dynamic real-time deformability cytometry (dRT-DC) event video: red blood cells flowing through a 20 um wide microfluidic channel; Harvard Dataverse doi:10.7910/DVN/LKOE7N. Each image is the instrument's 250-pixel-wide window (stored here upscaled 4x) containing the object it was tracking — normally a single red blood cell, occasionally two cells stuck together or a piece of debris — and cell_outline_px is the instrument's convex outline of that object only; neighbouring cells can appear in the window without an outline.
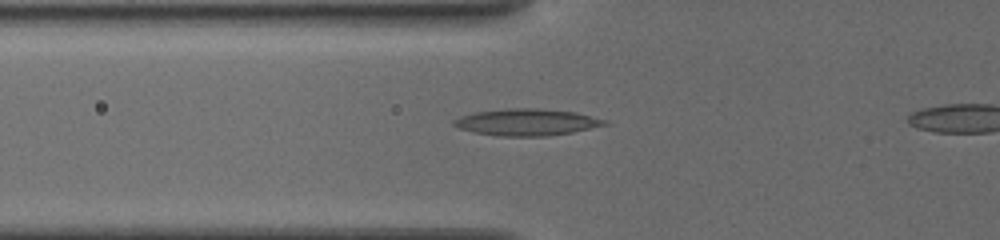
{"species": "common noctule bat (a hibernating species)", "species_latin": "Nyctalus noctula", "temperature_condition": "cold", "stored_images_in_passage": 26, "camera_frame_rate_fps": 3000, "um_per_image_px": 0.085, "animal": {"sex": "female", "body_mass_g": 19.5, "forearm_length_mm": 54.1}, "frame": {"image": 1, "passage_image": 21, "time_ms": 4.0, "image_size_px": [1000, 240], "cell_outline_px": [[612, 124], [572, 132], [548, 136], [496, 136], [472, 132], [460, 128], [452, 124], [452, 120], [460, 116], [476, 112], [508, 108], [540, 108], [576, 112], [608, 120]], "centroid_in_image_um": [44.81, 10.38], "position_along_channel_um": 81.0, "area_um2": 23.76}}
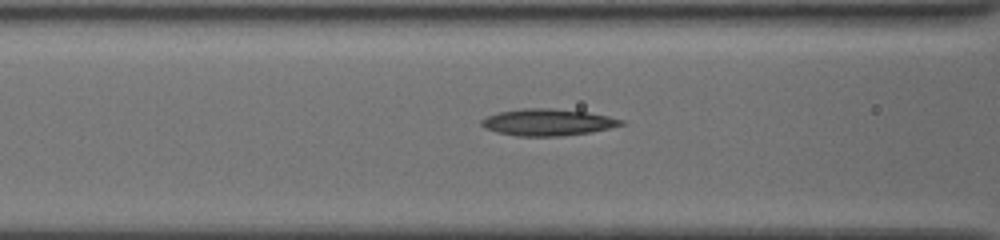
{"frame": {"image": 2, "passage_image": 24, "time_ms": 5.0, "image_size_px": [1000, 240], "cell_outline_px": [[628, 124], [592, 132], [560, 136], [516, 136], [496, 132], [484, 128], [480, 124], [480, 120], [488, 116], [500, 112], [524, 108], [552, 108], [588, 112], [608, 116], [624, 120]], "centroid_in_image_um": [46.59, 10.4], "position_along_channel_um": 120.0, "area_um2": 21.91}}